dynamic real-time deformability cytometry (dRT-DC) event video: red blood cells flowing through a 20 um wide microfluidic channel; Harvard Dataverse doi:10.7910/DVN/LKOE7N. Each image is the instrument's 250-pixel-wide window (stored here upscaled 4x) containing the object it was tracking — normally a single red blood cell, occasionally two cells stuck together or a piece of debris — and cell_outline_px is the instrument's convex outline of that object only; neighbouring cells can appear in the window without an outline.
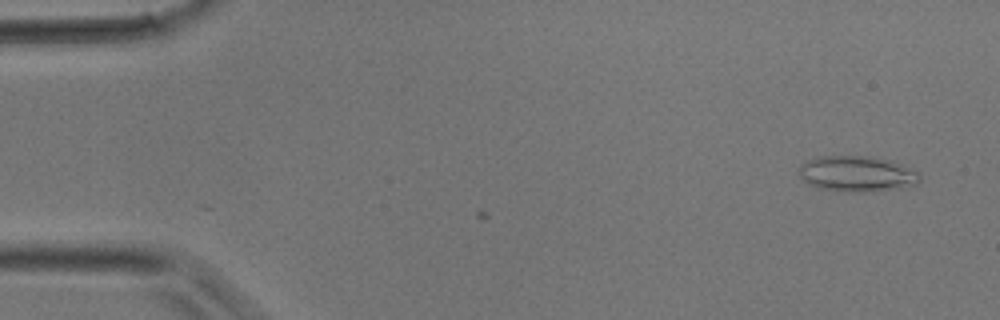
{"species": "common noctule bat (a hibernating species)", "species_latin": "Nyctalus noctula", "temperature_condition": "room temperature", "stored_images_in_passage": 3, "camera_frame_rate_fps": 3000, "um_per_image_px": 0.085, "animal": {"sex": "male", "body_mass_g": 17.9}, "frame": {"image": 1, "passage_image": 3, "time_ms": 0.667, "image_size_px": [1000, 320], "cell_outline_px": [[920, 180], [916, 184], [896, 188], [864, 192], [848, 192], [820, 188], [808, 184], [800, 176], [800, 164], [816, 156], [872, 156], [892, 160], [920, 172]], "centroid_in_image_um": [72.85, 14.76], "position_along_channel_um": 12.2, "area_um2": 25.2}}